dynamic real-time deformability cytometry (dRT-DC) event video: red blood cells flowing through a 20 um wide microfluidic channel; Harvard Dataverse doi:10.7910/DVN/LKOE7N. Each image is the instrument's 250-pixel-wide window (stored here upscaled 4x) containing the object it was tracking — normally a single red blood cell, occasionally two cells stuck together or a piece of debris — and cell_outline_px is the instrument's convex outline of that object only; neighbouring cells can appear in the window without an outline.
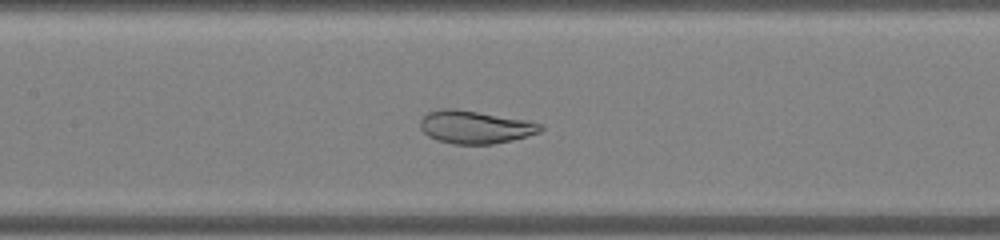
{"species": "common noctule bat (a hibernating species)", "species_latin": "Nyctalus noctula", "temperature_condition": "warm", "stored_images_in_passage": 40, "camera_frame_rate_fps": 3000, "um_per_image_px": 0.085, "animal": {"sex": "male", "body_mass_g": 19.0, "forearm_length_mm": 50.8}, "frame": {"image": 1, "passage_image": 14, "time_ms": 4.333, "image_size_px": [1000, 240], "cell_outline_px": [[544, 128], [540, 132], [512, 140], [492, 144], [452, 144], [436, 140], [428, 136], [420, 128], [420, 120], [428, 112], [440, 108], [456, 108], [528, 120], [544, 124]], "centroid_in_image_um": [40.39, 10.79], "position_along_channel_um": 167.0, "area_um2": 23.29}}
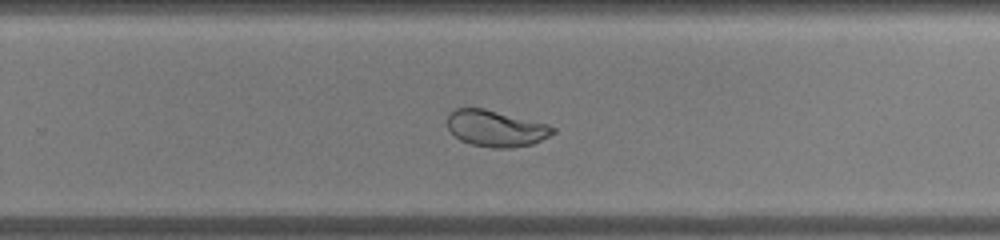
{"frame": {"image": 2, "passage_image": 23, "time_ms": 7.333, "image_size_px": [1000, 240], "cell_outline_px": [[556, 132], [532, 144], [508, 148], [492, 148], [472, 144], [460, 140], [448, 128], [448, 112], [456, 108], [484, 108], [548, 124], [556, 128]], "centroid_in_image_um": [42.15, 10.91], "position_along_channel_um": 287.7, "area_um2": 22.25}}
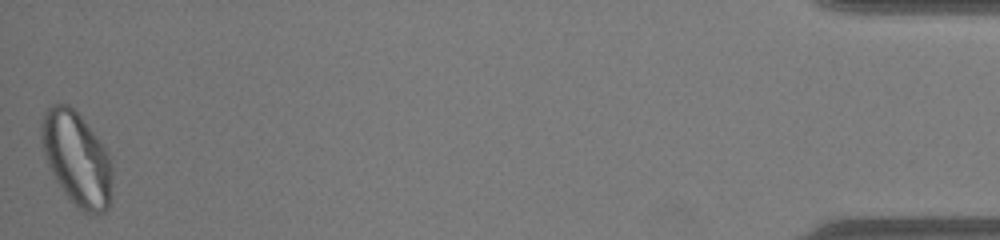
{"frame": {"image": 3, "passage_image": 40, "time_ms": 13.0, "image_size_px": [1000, 240], "cell_outline_px": [[112, 180], [108, 208], [104, 212], [96, 216], [84, 212], [68, 200], [48, 168], [44, 156], [40, 140], [40, 120], [44, 112], [52, 104], [68, 104], [80, 116], [96, 136], [108, 152], [112, 164]], "centroid_in_image_um": [6.49, 13.51], "position_along_channel_um": 428.7, "area_um2": 39.19}}